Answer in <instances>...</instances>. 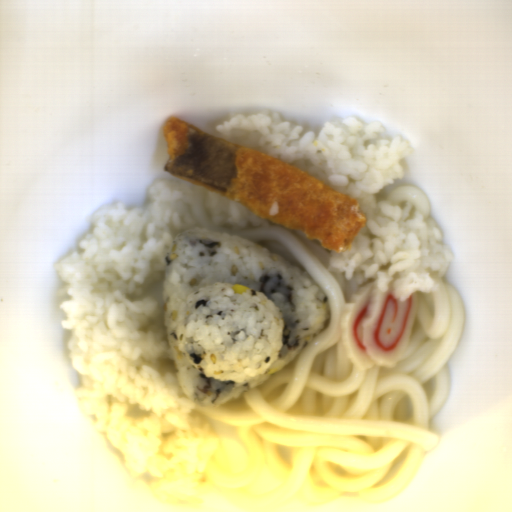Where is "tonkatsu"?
<instances>
[{
	"mask_svg": "<svg viewBox=\"0 0 512 512\" xmlns=\"http://www.w3.org/2000/svg\"><path fill=\"white\" fill-rule=\"evenodd\" d=\"M164 172L237 201L253 215L300 231L322 247L347 252L367 221L358 199L278 158L165 119ZM278 201L276 216L269 208Z\"/></svg>",
	"mask_w": 512,
	"mask_h": 512,
	"instance_id": "tonkatsu-1",
	"label": "tonkatsu"
}]
</instances>
